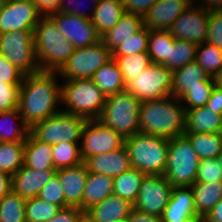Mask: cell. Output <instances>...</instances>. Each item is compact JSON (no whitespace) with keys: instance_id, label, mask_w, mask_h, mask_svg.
Returning a JSON list of instances; mask_svg holds the SVG:
<instances>
[{"instance_id":"obj_1","label":"cell","mask_w":222,"mask_h":222,"mask_svg":"<svg viewBox=\"0 0 222 222\" xmlns=\"http://www.w3.org/2000/svg\"><path fill=\"white\" fill-rule=\"evenodd\" d=\"M58 77L57 71L42 70L24 76L19 89L18 109L29 129L61 111Z\"/></svg>"},{"instance_id":"obj_2","label":"cell","mask_w":222,"mask_h":222,"mask_svg":"<svg viewBox=\"0 0 222 222\" xmlns=\"http://www.w3.org/2000/svg\"><path fill=\"white\" fill-rule=\"evenodd\" d=\"M140 132L164 138H174L185 133L186 108L180 98L142 101L139 116Z\"/></svg>"},{"instance_id":"obj_3","label":"cell","mask_w":222,"mask_h":222,"mask_svg":"<svg viewBox=\"0 0 222 222\" xmlns=\"http://www.w3.org/2000/svg\"><path fill=\"white\" fill-rule=\"evenodd\" d=\"M34 43L42 71H58L75 51L74 45L60 34L49 16H42L37 22Z\"/></svg>"},{"instance_id":"obj_4","label":"cell","mask_w":222,"mask_h":222,"mask_svg":"<svg viewBox=\"0 0 222 222\" xmlns=\"http://www.w3.org/2000/svg\"><path fill=\"white\" fill-rule=\"evenodd\" d=\"M61 84L62 112L87 120H97L105 106L106 96L92 79L63 80Z\"/></svg>"},{"instance_id":"obj_5","label":"cell","mask_w":222,"mask_h":222,"mask_svg":"<svg viewBox=\"0 0 222 222\" xmlns=\"http://www.w3.org/2000/svg\"><path fill=\"white\" fill-rule=\"evenodd\" d=\"M169 139L138 132L124 140L131 166L145 175H164Z\"/></svg>"},{"instance_id":"obj_6","label":"cell","mask_w":222,"mask_h":222,"mask_svg":"<svg viewBox=\"0 0 222 222\" xmlns=\"http://www.w3.org/2000/svg\"><path fill=\"white\" fill-rule=\"evenodd\" d=\"M142 101L125 91L106 97L98 120L114 129L124 139L140 132L139 116Z\"/></svg>"},{"instance_id":"obj_7","label":"cell","mask_w":222,"mask_h":222,"mask_svg":"<svg viewBox=\"0 0 222 222\" xmlns=\"http://www.w3.org/2000/svg\"><path fill=\"white\" fill-rule=\"evenodd\" d=\"M199 162L200 159L185 134L169 139L164 175L173 187L193 185Z\"/></svg>"},{"instance_id":"obj_8","label":"cell","mask_w":222,"mask_h":222,"mask_svg":"<svg viewBox=\"0 0 222 222\" xmlns=\"http://www.w3.org/2000/svg\"><path fill=\"white\" fill-rule=\"evenodd\" d=\"M87 121L81 116L60 111L35 124L30 133L37 140L52 146L63 142L81 143L82 131Z\"/></svg>"},{"instance_id":"obj_9","label":"cell","mask_w":222,"mask_h":222,"mask_svg":"<svg viewBox=\"0 0 222 222\" xmlns=\"http://www.w3.org/2000/svg\"><path fill=\"white\" fill-rule=\"evenodd\" d=\"M0 54L24 75L41 71L36 57L34 31L14 30L1 33Z\"/></svg>"},{"instance_id":"obj_10","label":"cell","mask_w":222,"mask_h":222,"mask_svg":"<svg viewBox=\"0 0 222 222\" xmlns=\"http://www.w3.org/2000/svg\"><path fill=\"white\" fill-rule=\"evenodd\" d=\"M111 59V50L100 40L95 45L75 48L57 73L63 80L91 79L94 73Z\"/></svg>"},{"instance_id":"obj_11","label":"cell","mask_w":222,"mask_h":222,"mask_svg":"<svg viewBox=\"0 0 222 222\" xmlns=\"http://www.w3.org/2000/svg\"><path fill=\"white\" fill-rule=\"evenodd\" d=\"M173 70L152 63L126 85V91L141 101L157 100L171 96Z\"/></svg>"},{"instance_id":"obj_12","label":"cell","mask_w":222,"mask_h":222,"mask_svg":"<svg viewBox=\"0 0 222 222\" xmlns=\"http://www.w3.org/2000/svg\"><path fill=\"white\" fill-rule=\"evenodd\" d=\"M173 186L165 175H145L134 209L149 215L162 216L171 198Z\"/></svg>"},{"instance_id":"obj_13","label":"cell","mask_w":222,"mask_h":222,"mask_svg":"<svg viewBox=\"0 0 222 222\" xmlns=\"http://www.w3.org/2000/svg\"><path fill=\"white\" fill-rule=\"evenodd\" d=\"M124 138L114 129L104 126L98 119L88 120L81 137V157L83 161L91 156L120 149Z\"/></svg>"},{"instance_id":"obj_14","label":"cell","mask_w":222,"mask_h":222,"mask_svg":"<svg viewBox=\"0 0 222 222\" xmlns=\"http://www.w3.org/2000/svg\"><path fill=\"white\" fill-rule=\"evenodd\" d=\"M209 18L210 10L192 4L173 22L168 31L173 39L200 45L206 41Z\"/></svg>"},{"instance_id":"obj_15","label":"cell","mask_w":222,"mask_h":222,"mask_svg":"<svg viewBox=\"0 0 222 222\" xmlns=\"http://www.w3.org/2000/svg\"><path fill=\"white\" fill-rule=\"evenodd\" d=\"M42 15L32 0H11L0 4V34L14 30L34 31Z\"/></svg>"},{"instance_id":"obj_16","label":"cell","mask_w":222,"mask_h":222,"mask_svg":"<svg viewBox=\"0 0 222 222\" xmlns=\"http://www.w3.org/2000/svg\"><path fill=\"white\" fill-rule=\"evenodd\" d=\"M49 17L55 22L60 34L75 48L95 45L101 40L90 19L63 12L51 14Z\"/></svg>"},{"instance_id":"obj_17","label":"cell","mask_w":222,"mask_h":222,"mask_svg":"<svg viewBox=\"0 0 222 222\" xmlns=\"http://www.w3.org/2000/svg\"><path fill=\"white\" fill-rule=\"evenodd\" d=\"M56 169L35 170L25 164L11 176L12 191L23 199L38 197L41 189L56 175Z\"/></svg>"},{"instance_id":"obj_18","label":"cell","mask_w":222,"mask_h":222,"mask_svg":"<svg viewBox=\"0 0 222 222\" xmlns=\"http://www.w3.org/2000/svg\"><path fill=\"white\" fill-rule=\"evenodd\" d=\"M192 4L187 0H157L143 17L149 30H168L173 22Z\"/></svg>"},{"instance_id":"obj_19","label":"cell","mask_w":222,"mask_h":222,"mask_svg":"<svg viewBox=\"0 0 222 222\" xmlns=\"http://www.w3.org/2000/svg\"><path fill=\"white\" fill-rule=\"evenodd\" d=\"M84 163L89 172L107 175L113 179L132 167L125 146L108 153L91 156Z\"/></svg>"},{"instance_id":"obj_20","label":"cell","mask_w":222,"mask_h":222,"mask_svg":"<svg viewBox=\"0 0 222 222\" xmlns=\"http://www.w3.org/2000/svg\"><path fill=\"white\" fill-rule=\"evenodd\" d=\"M133 209L132 203L112 194L87 209L85 220L88 222H117L127 219Z\"/></svg>"},{"instance_id":"obj_21","label":"cell","mask_w":222,"mask_h":222,"mask_svg":"<svg viewBox=\"0 0 222 222\" xmlns=\"http://www.w3.org/2000/svg\"><path fill=\"white\" fill-rule=\"evenodd\" d=\"M198 217L191 186L173 187L171 198L161 216L162 222H188Z\"/></svg>"},{"instance_id":"obj_22","label":"cell","mask_w":222,"mask_h":222,"mask_svg":"<svg viewBox=\"0 0 222 222\" xmlns=\"http://www.w3.org/2000/svg\"><path fill=\"white\" fill-rule=\"evenodd\" d=\"M88 173L85 163L56 171L63 188L65 200L70 206H78L82 209V199Z\"/></svg>"},{"instance_id":"obj_23","label":"cell","mask_w":222,"mask_h":222,"mask_svg":"<svg viewBox=\"0 0 222 222\" xmlns=\"http://www.w3.org/2000/svg\"><path fill=\"white\" fill-rule=\"evenodd\" d=\"M143 27L142 16L125 12L117 24L101 36V41L113 52Z\"/></svg>"},{"instance_id":"obj_24","label":"cell","mask_w":222,"mask_h":222,"mask_svg":"<svg viewBox=\"0 0 222 222\" xmlns=\"http://www.w3.org/2000/svg\"><path fill=\"white\" fill-rule=\"evenodd\" d=\"M185 133H222V114L206 105L186 110Z\"/></svg>"},{"instance_id":"obj_25","label":"cell","mask_w":222,"mask_h":222,"mask_svg":"<svg viewBox=\"0 0 222 222\" xmlns=\"http://www.w3.org/2000/svg\"><path fill=\"white\" fill-rule=\"evenodd\" d=\"M209 74L195 61L173 70L171 95L180 98L191 88L203 87Z\"/></svg>"},{"instance_id":"obj_26","label":"cell","mask_w":222,"mask_h":222,"mask_svg":"<svg viewBox=\"0 0 222 222\" xmlns=\"http://www.w3.org/2000/svg\"><path fill=\"white\" fill-rule=\"evenodd\" d=\"M124 13L122 0H98L91 21L102 36L117 24Z\"/></svg>"},{"instance_id":"obj_27","label":"cell","mask_w":222,"mask_h":222,"mask_svg":"<svg viewBox=\"0 0 222 222\" xmlns=\"http://www.w3.org/2000/svg\"><path fill=\"white\" fill-rule=\"evenodd\" d=\"M52 145L37 140L30 132L25 141L24 164L35 170L55 169Z\"/></svg>"},{"instance_id":"obj_28","label":"cell","mask_w":222,"mask_h":222,"mask_svg":"<svg viewBox=\"0 0 222 222\" xmlns=\"http://www.w3.org/2000/svg\"><path fill=\"white\" fill-rule=\"evenodd\" d=\"M91 79L106 97L126 90L123 74L114 58L102 65Z\"/></svg>"},{"instance_id":"obj_29","label":"cell","mask_w":222,"mask_h":222,"mask_svg":"<svg viewBox=\"0 0 222 222\" xmlns=\"http://www.w3.org/2000/svg\"><path fill=\"white\" fill-rule=\"evenodd\" d=\"M113 186V178L89 172L82 199V210L85 212L107 196L112 195Z\"/></svg>"},{"instance_id":"obj_30","label":"cell","mask_w":222,"mask_h":222,"mask_svg":"<svg viewBox=\"0 0 222 222\" xmlns=\"http://www.w3.org/2000/svg\"><path fill=\"white\" fill-rule=\"evenodd\" d=\"M191 188L198 216L205 217L222 198V182H195Z\"/></svg>"},{"instance_id":"obj_31","label":"cell","mask_w":222,"mask_h":222,"mask_svg":"<svg viewBox=\"0 0 222 222\" xmlns=\"http://www.w3.org/2000/svg\"><path fill=\"white\" fill-rule=\"evenodd\" d=\"M29 132L18 108L0 112V142H25Z\"/></svg>"},{"instance_id":"obj_32","label":"cell","mask_w":222,"mask_h":222,"mask_svg":"<svg viewBox=\"0 0 222 222\" xmlns=\"http://www.w3.org/2000/svg\"><path fill=\"white\" fill-rule=\"evenodd\" d=\"M144 176L143 172L131 167L113 179V194L134 205L137 201L141 181Z\"/></svg>"},{"instance_id":"obj_33","label":"cell","mask_w":222,"mask_h":222,"mask_svg":"<svg viewBox=\"0 0 222 222\" xmlns=\"http://www.w3.org/2000/svg\"><path fill=\"white\" fill-rule=\"evenodd\" d=\"M199 159H212L222 152V133H184Z\"/></svg>"},{"instance_id":"obj_34","label":"cell","mask_w":222,"mask_h":222,"mask_svg":"<svg viewBox=\"0 0 222 222\" xmlns=\"http://www.w3.org/2000/svg\"><path fill=\"white\" fill-rule=\"evenodd\" d=\"M25 142H0V171L14 175L24 164Z\"/></svg>"},{"instance_id":"obj_35","label":"cell","mask_w":222,"mask_h":222,"mask_svg":"<svg viewBox=\"0 0 222 222\" xmlns=\"http://www.w3.org/2000/svg\"><path fill=\"white\" fill-rule=\"evenodd\" d=\"M174 42L168 30L149 31L147 53L152 63L163 65L169 59L170 47Z\"/></svg>"},{"instance_id":"obj_36","label":"cell","mask_w":222,"mask_h":222,"mask_svg":"<svg viewBox=\"0 0 222 222\" xmlns=\"http://www.w3.org/2000/svg\"><path fill=\"white\" fill-rule=\"evenodd\" d=\"M195 62L198 63L210 77L216 78L222 73V50L205 41L197 47Z\"/></svg>"},{"instance_id":"obj_37","label":"cell","mask_w":222,"mask_h":222,"mask_svg":"<svg viewBox=\"0 0 222 222\" xmlns=\"http://www.w3.org/2000/svg\"><path fill=\"white\" fill-rule=\"evenodd\" d=\"M198 45L181 39H175L170 47L169 59L163 64L170 70H175L192 63L196 59Z\"/></svg>"},{"instance_id":"obj_38","label":"cell","mask_w":222,"mask_h":222,"mask_svg":"<svg viewBox=\"0 0 222 222\" xmlns=\"http://www.w3.org/2000/svg\"><path fill=\"white\" fill-rule=\"evenodd\" d=\"M112 58L116 60L126 85L152 64L147 52H140L135 55L112 56Z\"/></svg>"},{"instance_id":"obj_39","label":"cell","mask_w":222,"mask_h":222,"mask_svg":"<svg viewBox=\"0 0 222 222\" xmlns=\"http://www.w3.org/2000/svg\"><path fill=\"white\" fill-rule=\"evenodd\" d=\"M25 199L12 190L0 199V222H26Z\"/></svg>"},{"instance_id":"obj_40","label":"cell","mask_w":222,"mask_h":222,"mask_svg":"<svg viewBox=\"0 0 222 222\" xmlns=\"http://www.w3.org/2000/svg\"><path fill=\"white\" fill-rule=\"evenodd\" d=\"M55 169L74 167L84 163L79 143L63 142L52 146Z\"/></svg>"},{"instance_id":"obj_41","label":"cell","mask_w":222,"mask_h":222,"mask_svg":"<svg viewBox=\"0 0 222 222\" xmlns=\"http://www.w3.org/2000/svg\"><path fill=\"white\" fill-rule=\"evenodd\" d=\"M60 207L39 197L27 199L25 201L26 222H47L60 211Z\"/></svg>"},{"instance_id":"obj_42","label":"cell","mask_w":222,"mask_h":222,"mask_svg":"<svg viewBox=\"0 0 222 222\" xmlns=\"http://www.w3.org/2000/svg\"><path fill=\"white\" fill-rule=\"evenodd\" d=\"M215 85V78L211 77L203 82V87L191 88L185 92L180 97V101L186 110L205 106Z\"/></svg>"},{"instance_id":"obj_43","label":"cell","mask_w":222,"mask_h":222,"mask_svg":"<svg viewBox=\"0 0 222 222\" xmlns=\"http://www.w3.org/2000/svg\"><path fill=\"white\" fill-rule=\"evenodd\" d=\"M149 30L144 26L138 33L130 39L120 44L113 52L112 56L135 55L148 51Z\"/></svg>"},{"instance_id":"obj_44","label":"cell","mask_w":222,"mask_h":222,"mask_svg":"<svg viewBox=\"0 0 222 222\" xmlns=\"http://www.w3.org/2000/svg\"><path fill=\"white\" fill-rule=\"evenodd\" d=\"M38 197L46 202L59 206L61 209L70 205L65 200L62 185L57 175L41 189Z\"/></svg>"},{"instance_id":"obj_45","label":"cell","mask_w":222,"mask_h":222,"mask_svg":"<svg viewBox=\"0 0 222 222\" xmlns=\"http://www.w3.org/2000/svg\"><path fill=\"white\" fill-rule=\"evenodd\" d=\"M222 182V169L217 158L201 159L196 175V182Z\"/></svg>"},{"instance_id":"obj_46","label":"cell","mask_w":222,"mask_h":222,"mask_svg":"<svg viewBox=\"0 0 222 222\" xmlns=\"http://www.w3.org/2000/svg\"><path fill=\"white\" fill-rule=\"evenodd\" d=\"M20 86L21 84H7L0 81V112L18 108Z\"/></svg>"},{"instance_id":"obj_47","label":"cell","mask_w":222,"mask_h":222,"mask_svg":"<svg viewBox=\"0 0 222 222\" xmlns=\"http://www.w3.org/2000/svg\"><path fill=\"white\" fill-rule=\"evenodd\" d=\"M206 42L222 50V11L210 10Z\"/></svg>"},{"instance_id":"obj_48","label":"cell","mask_w":222,"mask_h":222,"mask_svg":"<svg viewBox=\"0 0 222 222\" xmlns=\"http://www.w3.org/2000/svg\"><path fill=\"white\" fill-rule=\"evenodd\" d=\"M24 76L6 57L0 54V81L7 84H21Z\"/></svg>"},{"instance_id":"obj_49","label":"cell","mask_w":222,"mask_h":222,"mask_svg":"<svg viewBox=\"0 0 222 222\" xmlns=\"http://www.w3.org/2000/svg\"><path fill=\"white\" fill-rule=\"evenodd\" d=\"M77 2H78V0H61L59 12H63V13L70 14V15H77V16L84 17V18L91 20L93 17L95 6L97 5L98 0H91L90 1L91 5L93 4L91 7L92 10L90 11L91 13H89V11L86 13L84 10H82L80 8L81 7L80 5H82L83 1L81 3L80 2L77 3ZM76 4L77 5L79 4V5L77 6Z\"/></svg>"},{"instance_id":"obj_50","label":"cell","mask_w":222,"mask_h":222,"mask_svg":"<svg viewBox=\"0 0 222 222\" xmlns=\"http://www.w3.org/2000/svg\"><path fill=\"white\" fill-rule=\"evenodd\" d=\"M85 212L78 206H69L60 209L56 216L47 222H83Z\"/></svg>"},{"instance_id":"obj_51","label":"cell","mask_w":222,"mask_h":222,"mask_svg":"<svg viewBox=\"0 0 222 222\" xmlns=\"http://www.w3.org/2000/svg\"><path fill=\"white\" fill-rule=\"evenodd\" d=\"M156 1L157 0H122V4L125 12L144 17Z\"/></svg>"},{"instance_id":"obj_52","label":"cell","mask_w":222,"mask_h":222,"mask_svg":"<svg viewBox=\"0 0 222 222\" xmlns=\"http://www.w3.org/2000/svg\"><path fill=\"white\" fill-rule=\"evenodd\" d=\"M42 16H49L59 12L61 0H32Z\"/></svg>"},{"instance_id":"obj_53","label":"cell","mask_w":222,"mask_h":222,"mask_svg":"<svg viewBox=\"0 0 222 222\" xmlns=\"http://www.w3.org/2000/svg\"><path fill=\"white\" fill-rule=\"evenodd\" d=\"M206 106L215 110L216 113L222 114V89L215 85Z\"/></svg>"},{"instance_id":"obj_54","label":"cell","mask_w":222,"mask_h":222,"mask_svg":"<svg viewBox=\"0 0 222 222\" xmlns=\"http://www.w3.org/2000/svg\"><path fill=\"white\" fill-rule=\"evenodd\" d=\"M127 222H162V219L160 216L145 214L133 209L127 218Z\"/></svg>"},{"instance_id":"obj_55","label":"cell","mask_w":222,"mask_h":222,"mask_svg":"<svg viewBox=\"0 0 222 222\" xmlns=\"http://www.w3.org/2000/svg\"><path fill=\"white\" fill-rule=\"evenodd\" d=\"M12 190L11 175L0 171V199Z\"/></svg>"},{"instance_id":"obj_56","label":"cell","mask_w":222,"mask_h":222,"mask_svg":"<svg viewBox=\"0 0 222 222\" xmlns=\"http://www.w3.org/2000/svg\"><path fill=\"white\" fill-rule=\"evenodd\" d=\"M205 217L209 222H222V198Z\"/></svg>"},{"instance_id":"obj_57","label":"cell","mask_w":222,"mask_h":222,"mask_svg":"<svg viewBox=\"0 0 222 222\" xmlns=\"http://www.w3.org/2000/svg\"><path fill=\"white\" fill-rule=\"evenodd\" d=\"M196 5L206 8L207 10H221L222 0H196Z\"/></svg>"},{"instance_id":"obj_58","label":"cell","mask_w":222,"mask_h":222,"mask_svg":"<svg viewBox=\"0 0 222 222\" xmlns=\"http://www.w3.org/2000/svg\"><path fill=\"white\" fill-rule=\"evenodd\" d=\"M188 222H209L206 217L198 216L196 218H193L192 220H189Z\"/></svg>"},{"instance_id":"obj_59","label":"cell","mask_w":222,"mask_h":222,"mask_svg":"<svg viewBox=\"0 0 222 222\" xmlns=\"http://www.w3.org/2000/svg\"><path fill=\"white\" fill-rule=\"evenodd\" d=\"M216 86L219 87L220 89H222V73L219 74L216 78Z\"/></svg>"},{"instance_id":"obj_60","label":"cell","mask_w":222,"mask_h":222,"mask_svg":"<svg viewBox=\"0 0 222 222\" xmlns=\"http://www.w3.org/2000/svg\"><path fill=\"white\" fill-rule=\"evenodd\" d=\"M217 161L220 168L222 169V152L217 156Z\"/></svg>"},{"instance_id":"obj_61","label":"cell","mask_w":222,"mask_h":222,"mask_svg":"<svg viewBox=\"0 0 222 222\" xmlns=\"http://www.w3.org/2000/svg\"><path fill=\"white\" fill-rule=\"evenodd\" d=\"M187 1H189L191 4H196V0H187Z\"/></svg>"},{"instance_id":"obj_62","label":"cell","mask_w":222,"mask_h":222,"mask_svg":"<svg viewBox=\"0 0 222 222\" xmlns=\"http://www.w3.org/2000/svg\"><path fill=\"white\" fill-rule=\"evenodd\" d=\"M11 0H0V3H5V2H9Z\"/></svg>"},{"instance_id":"obj_63","label":"cell","mask_w":222,"mask_h":222,"mask_svg":"<svg viewBox=\"0 0 222 222\" xmlns=\"http://www.w3.org/2000/svg\"><path fill=\"white\" fill-rule=\"evenodd\" d=\"M117 222H127V219L120 220V221H117Z\"/></svg>"}]
</instances>
